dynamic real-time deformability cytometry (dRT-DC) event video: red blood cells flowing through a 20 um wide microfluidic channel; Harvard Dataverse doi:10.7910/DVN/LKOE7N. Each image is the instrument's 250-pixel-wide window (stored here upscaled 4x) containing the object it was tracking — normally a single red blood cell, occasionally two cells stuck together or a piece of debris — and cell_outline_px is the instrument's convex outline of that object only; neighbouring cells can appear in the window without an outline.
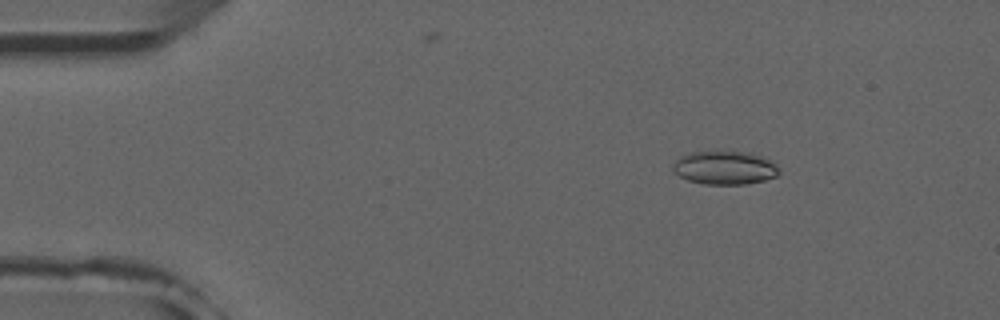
{"species": "common noctule bat (a hibernating species)", "species_latin": "Nyctalus noctula", "temperature_condition": "room temperature", "stored_images_in_passage": 53, "camera_frame_rate_fps": 3000, "um_per_image_px": 0.085, "animal": {"sex": "male", "forearm_length_mm": 52.5}, "frame": {"image": 1, "passage_image": 8, "time_ms": 2.333, "image_size_px": [1000, 320], "cell_outline_px": [[780, 172], [776, 176], [764, 180], [744, 184], [704, 184], [688, 180], [680, 176], [672, 168], [676, 160], [680, 156], [688, 152], [716, 148], [752, 152], [764, 156], [776, 164], [780, 168]], "centroid_in_image_um": [61.62, 14.19], "position_along_channel_um": 23.4, "area_um2": 21.62}}
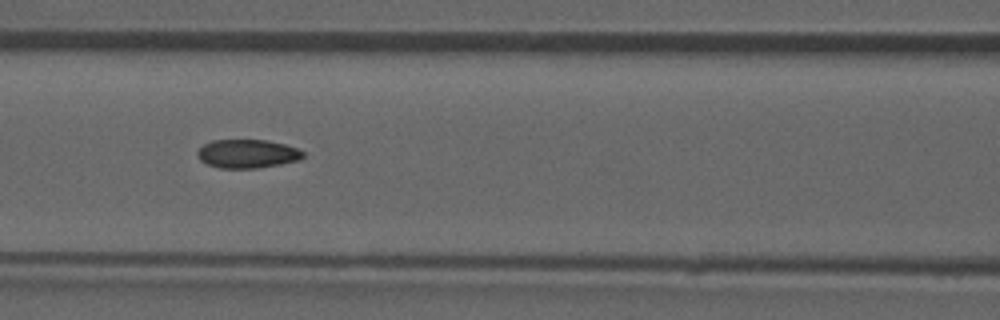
{"frame": {"image": 2, "passage_image": 23, "time_ms": 7.333, "image_size_px": [1000, 320], "cell_outline_px": [[304, 156], [300, 160], [280, 164], [256, 168], [220, 168], [208, 164], [200, 160], [196, 152], [204, 144], [212, 140], [268, 140], [284, 144], [296, 148], [304, 152]], "centroid_in_image_um": [21.03, 13.06], "position_along_channel_um": 145.6, "area_um2": 17.57}}
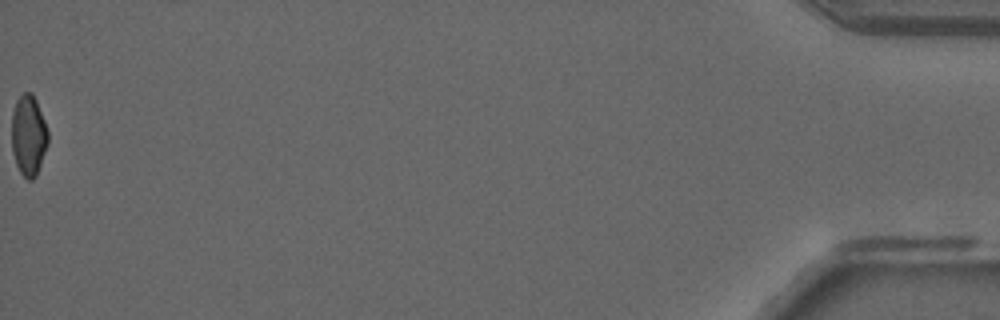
{"frame": {"image": 3, "passage_image": 53, "time_ms": 17.333, "image_size_px": [1000, 320], "cell_outline_px": [[48, 144], [36, 176], [32, 180], [28, 180], [20, 172], [16, 164], [12, 152], [12, 112], [16, 100], [24, 92], [32, 92], [36, 100], [44, 120], [48, 132]], "centroid_in_image_um": [2.42, 11.51], "position_along_channel_um": 432.8, "area_um2": 17.11}, "authors_computed_cell_mechanics": {"area_um2": 18.207, "velocity_mm_per_s": 3.9263, "shape_relaxation_time_tau1_ms": null, "shape_relaxation_time_tau2_ms": 1.8574, "deformation_change_tau1": null, "deformation_change_tau2": 0.0656}}